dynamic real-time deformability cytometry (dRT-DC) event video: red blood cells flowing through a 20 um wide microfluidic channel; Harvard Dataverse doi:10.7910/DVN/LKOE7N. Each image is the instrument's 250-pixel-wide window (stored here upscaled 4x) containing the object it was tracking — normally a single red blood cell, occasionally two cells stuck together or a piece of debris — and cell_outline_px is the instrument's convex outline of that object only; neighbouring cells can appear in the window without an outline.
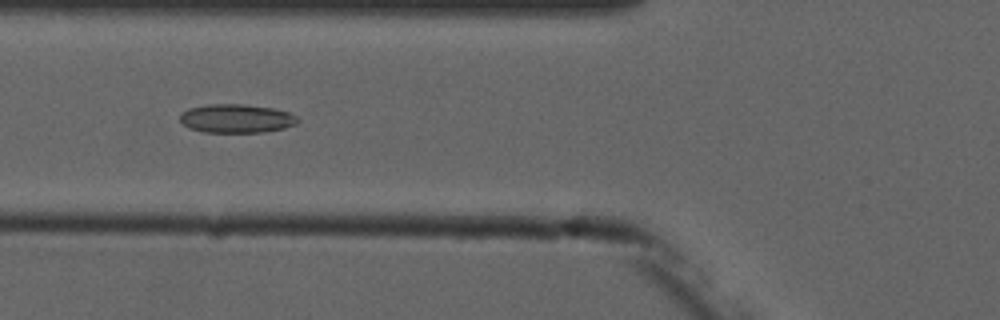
{"species": "common noctule bat (a hibernating species)", "species_latin": "Nyctalus noctula", "temperature_condition": "cold", "stored_images_in_passage": 5, "camera_frame_rate_fps": 3000, "um_per_image_px": 0.085, "animal": {"sex": "male", "forearm_length_mm": 52.5}, "frame": {"image": 1, "passage_image": 4, "time_ms": 3.333, "image_size_px": [1000, 320], "cell_outline_px": [[300, 120], [296, 124], [284, 128], [260, 132], [204, 132], [188, 128], [180, 120], [180, 116], [188, 108], [208, 104], [244, 104], [272, 108], [288, 112], [296, 116]], "centroid_in_image_um": [20.09, 10.07], "position_along_channel_um": 105.7, "area_um2": 19.59}}
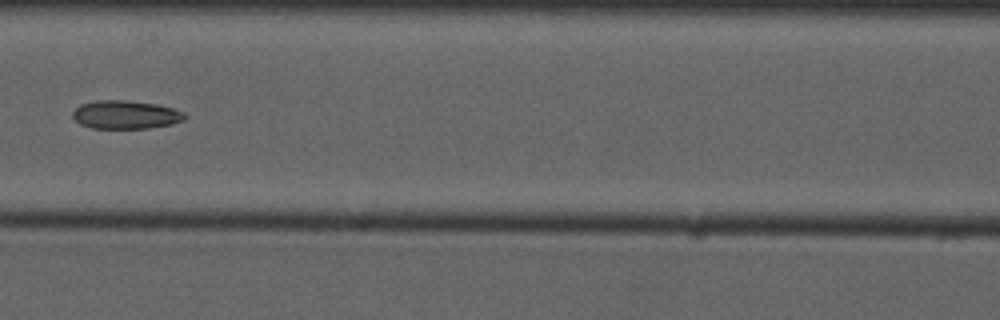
{"frame": {"image": 2, "passage_image": 5, "time_ms": 4.667, "image_size_px": [1000, 320], "cell_outline_px": [[188, 116], [184, 120], [172, 124], [148, 128], [92, 128], [80, 124], [72, 116], [72, 112], [80, 104], [96, 100], [124, 100], [156, 104], [172, 108], [184, 112]], "centroid_in_image_um": [10.68, 9.75], "position_along_channel_um": 155.9, "area_um2": 18.55}}